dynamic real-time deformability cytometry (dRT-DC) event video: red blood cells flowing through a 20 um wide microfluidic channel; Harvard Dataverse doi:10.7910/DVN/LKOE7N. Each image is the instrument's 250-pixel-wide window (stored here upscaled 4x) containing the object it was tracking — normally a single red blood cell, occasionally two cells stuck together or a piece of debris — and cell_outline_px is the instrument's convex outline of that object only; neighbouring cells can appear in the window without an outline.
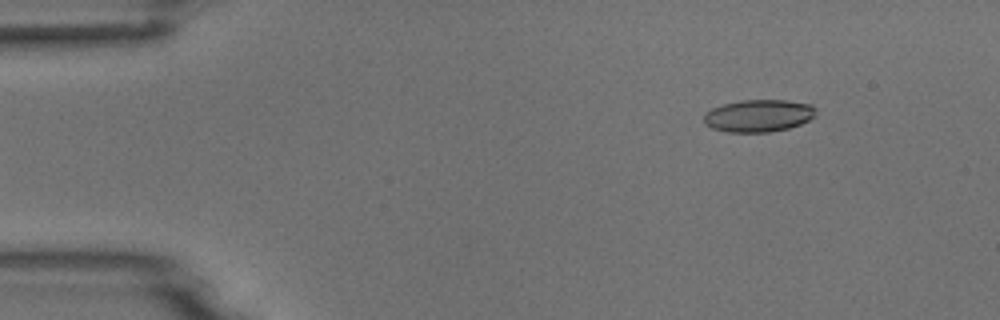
{"species": "common noctule bat (a hibernating species)", "species_latin": "Nyctalus noctula", "temperature_condition": "room temperature", "stored_images_in_passage": 6, "segment_of_instrument_passage": [2, 2], "camera_frame_rate_fps": 3000, "um_per_image_px": 0.085, "animal": {"sex": "male", "body_mass_g": 18.8}, "frame": {"image": 1, "passage_image": 6, "time_ms": 5.667, "image_size_px": [1000, 320], "cell_outline_px": [[816, 116], [800, 124], [788, 128], [768, 132], [728, 132], [712, 128], [704, 124], [704, 112], [712, 108], [724, 104], [740, 100], [788, 100], [812, 104], [816, 108]], "centroid_in_image_um": [64.48, 9.83], "position_along_channel_um": 20.5, "area_um2": 21.27}}